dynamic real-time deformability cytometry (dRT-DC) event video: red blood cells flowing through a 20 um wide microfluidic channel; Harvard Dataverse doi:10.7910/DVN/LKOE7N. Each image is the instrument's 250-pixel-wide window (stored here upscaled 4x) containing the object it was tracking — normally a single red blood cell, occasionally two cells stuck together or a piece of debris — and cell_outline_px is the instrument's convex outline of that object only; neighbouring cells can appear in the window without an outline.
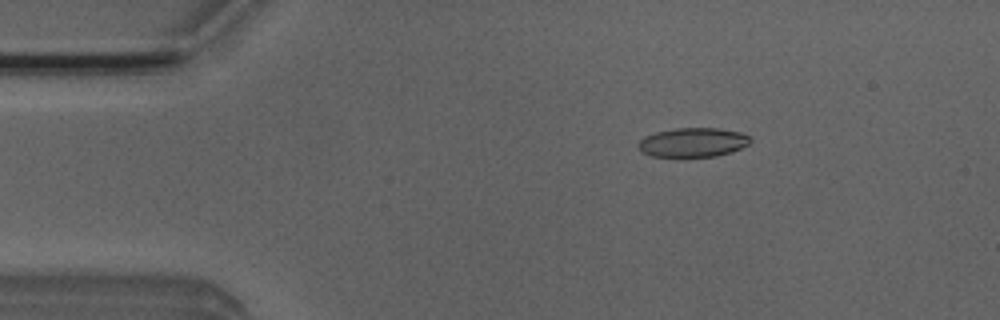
{"species": "Egyptian fruit bat (a non-hibernating species)", "species_latin": "Rousettus aegyptiacus", "temperature_condition": "room temperature", "stored_images_in_passage": 47, "camera_frame_rate_fps": 3000, "um_per_image_px": 0.085, "animal": {"sex": "male"}, "frame": {"image": 1, "passage_image": 4, "time_ms": 1.0, "image_size_px": [1000, 320], "cell_outline_px": [[752, 140], [748, 144], [740, 148], [716, 156], [652, 156], [640, 152], [636, 144], [644, 136], [656, 132], [676, 128], [716, 128], [740, 132], [748, 136]], "centroid_in_image_um": [58.84, 12.09], "position_along_channel_um": 26.2, "area_um2": 18.9}}
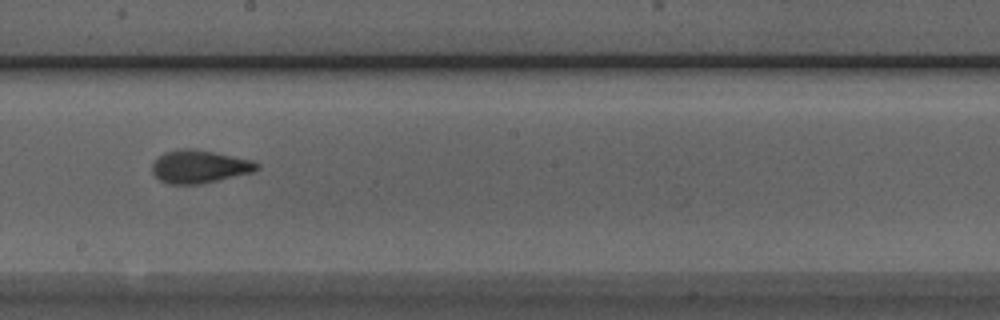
{"frame": {"image": 2, "passage_image": 24, "time_ms": 7.667, "image_size_px": [1000, 320], "cell_outline_px": [[260, 168], [252, 172], [200, 184], [168, 184], [160, 180], [152, 172], [152, 164], [164, 152], [180, 148], [192, 148], [252, 160], [260, 164]], "centroid_in_image_um": [16.94, 14.16], "position_along_channel_um": 231.3, "area_um2": 19.94}}
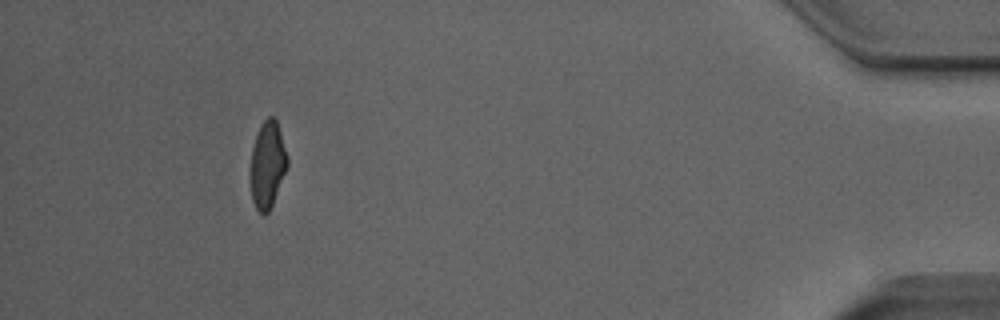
{"frame": {"image": 3, "passage_image": 43, "time_ms": 14.0, "image_size_px": [1000, 320], "cell_outline_px": [[288, 164], [272, 204], [268, 212], [264, 216], [256, 208], [252, 200], [248, 176], [248, 172], [252, 148], [260, 124], [268, 116], [272, 116], [276, 120], [288, 156]], "centroid_in_image_um": [22.69, 14.01], "position_along_channel_um": 412.5, "area_um2": 18.9}, "authors_computed_cell_mechanics": {"area_um2": 19.652, "velocity_mm_per_s": 3.948, "shape_relaxation_time_tau1_ms": 4.3823, "shape_relaxation_time_tau2_ms": 1.5929, "deformation_change_tau1": 0.1535, "deformation_change_tau2": 0.089}}